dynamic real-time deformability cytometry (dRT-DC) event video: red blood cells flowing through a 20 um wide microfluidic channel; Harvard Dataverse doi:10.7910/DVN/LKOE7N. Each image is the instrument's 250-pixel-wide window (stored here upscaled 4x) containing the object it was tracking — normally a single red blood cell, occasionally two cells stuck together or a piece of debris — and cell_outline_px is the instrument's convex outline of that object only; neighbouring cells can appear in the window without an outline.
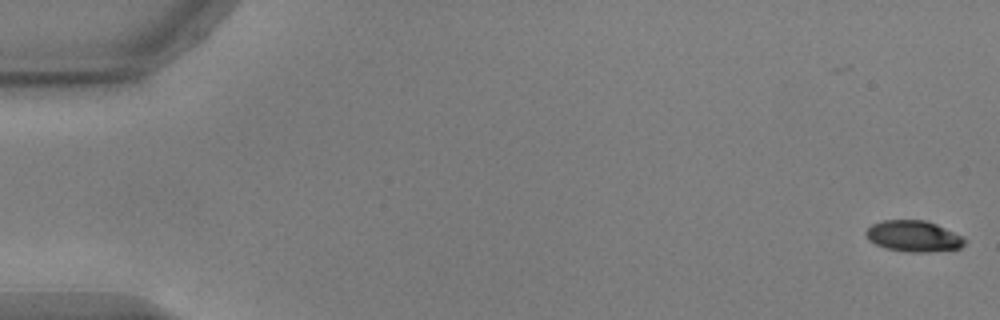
{"species": "common noctule bat (a hibernating species)", "species_latin": "Nyctalus noctula", "temperature_condition": "warm", "stored_images_in_passage": 56, "segment_of_instrument_passage": [1, 2], "camera_frame_rate_fps": 3000, "um_per_image_px": 0.085, "animal": {"sex": "male", "body_mass_g": 17.9, "forearm_length_mm": 54.2}, "frame": {"image": 1, "passage_image": 1, "time_ms": 0.0, "image_size_px": [1000, 320], "cell_outline_px": [[968, 240], [960, 248], [928, 252], [908, 252], [884, 248], [868, 240], [864, 232], [872, 224], [884, 220], [924, 220], [936, 224], [964, 236]], "centroid_in_image_um": [77.66, 20.08], "position_along_channel_um": 7.3, "area_um2": 18.03}}
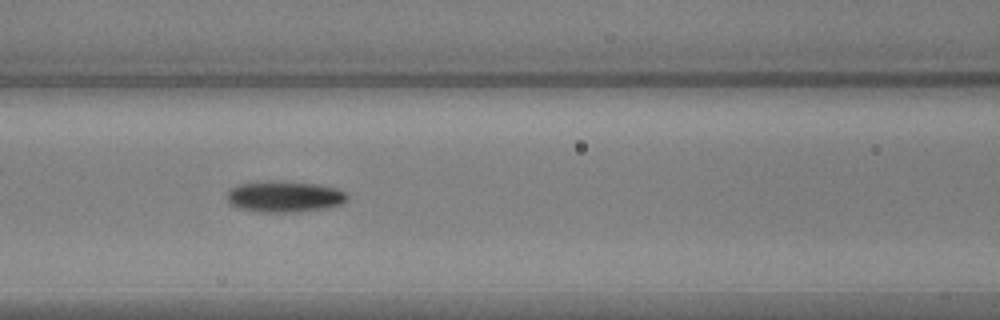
{"frame": {"image": 2, "passage_image": 24, "time_ms": 7.667, "image_size_px": [1000, 320], "cell_outline_px": [[348, 200], [340, 204], [328, 208], [284, 212], [256, 212], [240, 208], [228, 204], [228, 192], [236, 184], [316, 184], [336, 188], [344, 192], [348, 196]], "centroid_in_image_um": [24.2, 16.77], "position_along_channel_um": 142.4, "area_um2": 20.63}}
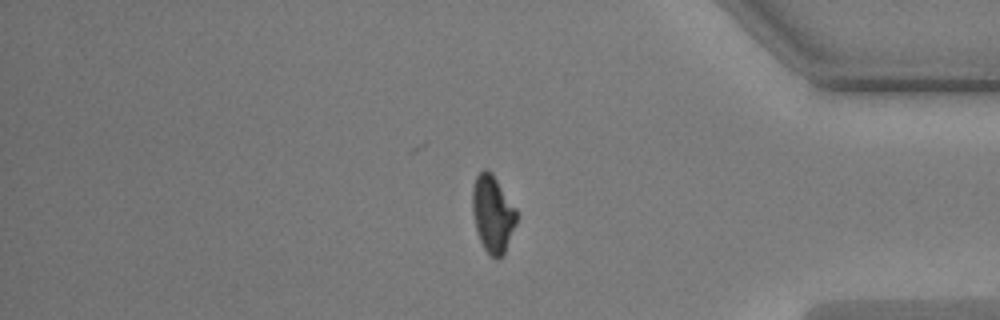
{"frame": {"image": 3, "passage_image": 46, "time_ms": 15.0, "image_size_px": [1000, 320], "cell_outline_px": [[516, 224], [504, 256], [500, 260], [496, 260], [484, 248], [480, 240], [476, 228], [472, 212], [472, 188], [476, 176], [484, 168], [488, 168], [492, 172], [516, 208]], "centroid_in_image_um": [41.88, 18.18], "position_along_channel_um": 393.3, "area_um2": 20.06}}